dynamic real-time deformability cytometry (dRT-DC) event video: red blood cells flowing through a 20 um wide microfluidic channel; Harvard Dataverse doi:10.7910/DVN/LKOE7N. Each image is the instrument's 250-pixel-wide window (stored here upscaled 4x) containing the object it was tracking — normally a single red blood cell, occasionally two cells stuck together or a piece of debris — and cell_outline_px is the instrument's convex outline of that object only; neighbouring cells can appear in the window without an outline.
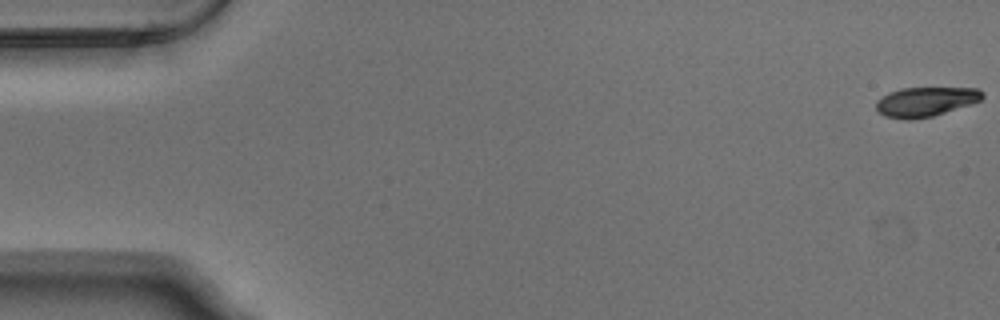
{"species": "Egyptian fruit bat (a non-hibernating species)", "species_latin": "Rousettus aegyptiacus", "temperature_condition": "warm", "stored_images_in_passage": 54, "camera_frame_rate_fps": 3000, "um_per_image_px": 0.085, "animal": {"sex": "male"}, "frame": {"image": 1, "passage_image": 1, "time_ms": 0.0, "image_size_px": [1000, 320], "cell_outline_px": [[984, 96], [980, 100], [932, 116], [912, 120], [908, 120], [884, 116], [876, 108], [876, 100], [888, 92], [900, 88], [980, 88], [984, 92]], "centroid_in_image_um": [78.64, 8.63], "position_along_channel_um": 6.4, "area_um2": 18.15}}
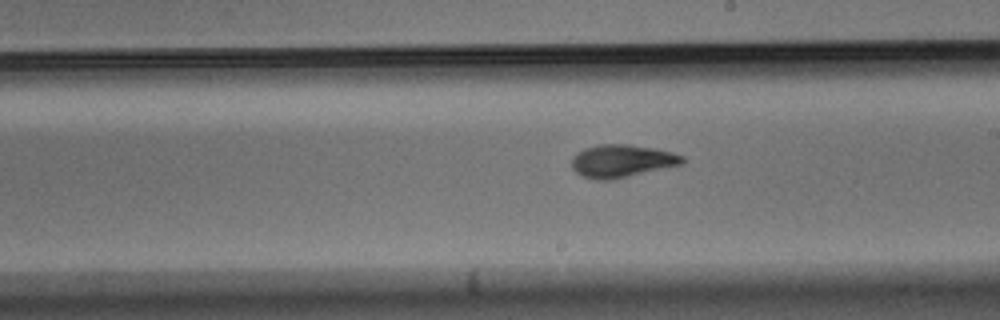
{"frame": {"image": 2, "passage_image": 31, "time_ms": 10.0, "image_size_px": [1000, 320], "cell_outline_px": [[684, 164], [612, 180], [596, 180], [580, 176], [572, 168], [572, 156], [576, 152], [584, 148], [600, 144], [628, 144], [656, 148], [672, 152], [684, 156]], "centroid_in_image_um": [52.85, 13.68], "position_along_channel_um": 236.2, "area_um2": 21.44}}
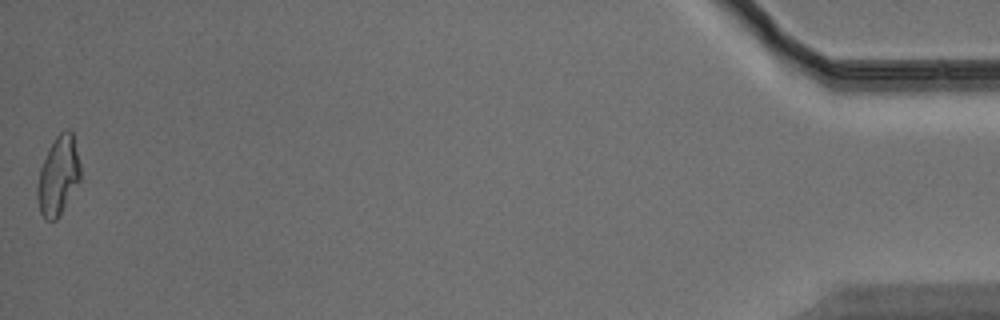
{"frame": {"image": 3, "passage_image": 54, "time_ms": 17.667, "image_size_px": [1000, 320], "cell_outline_px": [[80, 180], [60, 216], [56, 220], [44, 220], [40, 212], [36, 196], [36, 188], [40, 168], [48, 148], [56, 136], [64, 128], [68, 128], [72, 132], [80, 164]], "centroid_in_image_um": [4.93, 14.95], "position_along_channel_um": 430.3, "area_um2": 20.0}, "authors_computed_cell_mechanics": {"area_um2": 19.9699, "velocity_mm_per_s": 3.7835, "shape_relaxation_time_tau1_ms": 4.3299, "shape_relaxation_time_tau2_ms": 1.6397, "deformation_change_tau1": 0.2006, "deformation_change_tau2": 0.082}}